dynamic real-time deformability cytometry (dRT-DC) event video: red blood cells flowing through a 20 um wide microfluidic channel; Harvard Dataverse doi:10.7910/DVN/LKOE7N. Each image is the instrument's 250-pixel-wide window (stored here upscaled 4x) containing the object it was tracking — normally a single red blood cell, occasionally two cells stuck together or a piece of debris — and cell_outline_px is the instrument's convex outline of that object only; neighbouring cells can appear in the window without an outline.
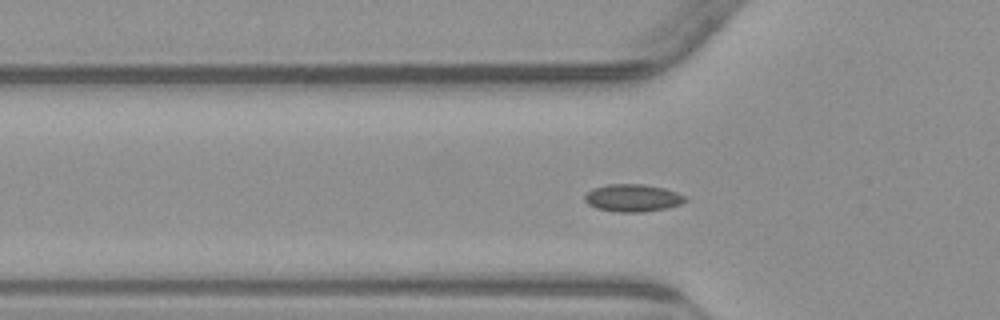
{"species": "common noctule bat (a hibernating species)", "species_latin": "Nyctalus noctula", "temperature_condition": "warm", "stored_images_in_passage": 44, "camera_frame_rate_fps": 3000, "um_per_image_px": 0.085, "animal": {"sex": "male", "body_mass_g": 23.1, "forearm_length_mm": 52.7}, "frame": {"image": 1, "passage_image": 7, "time_ms": 2.0, "image_size_px": [1000, 320], "cell_outline_px": [[688, 200], [680, 204], [668, 208], [644, 212], [616, 212], [596, 208], [588, 204], [584, 200], [584, 196], [592, 188], [608, 184], [644, 184], [664, 188], [676, 192], [684, 196]], "centroid_in_image_um": [53.77, 16.83], "position_along_channel_um": 72.0, "area_um2": 16.18}}
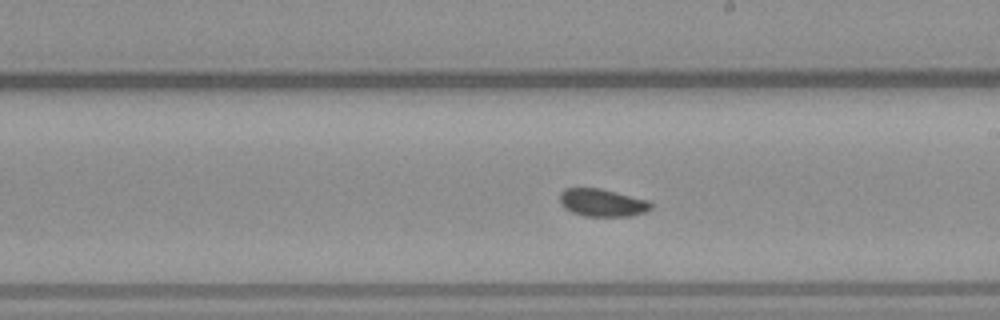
{"frame": {"image": 2, "passage_image": 20, "time_ms": 6.333, "image_size_px": [1000, 320], "cell_outline_px": [[652, 208], [644, 212], [632, 216], [584, 216], [572, 212], [564, 208], [560, 204], [560, 192], [564, 188], [600, 188], [648, 200], [652, 204]], "centroid_in_image_um": [51.17, 17.23], "position_along_channel_um": 237.8, "area_um2": 14.74}}
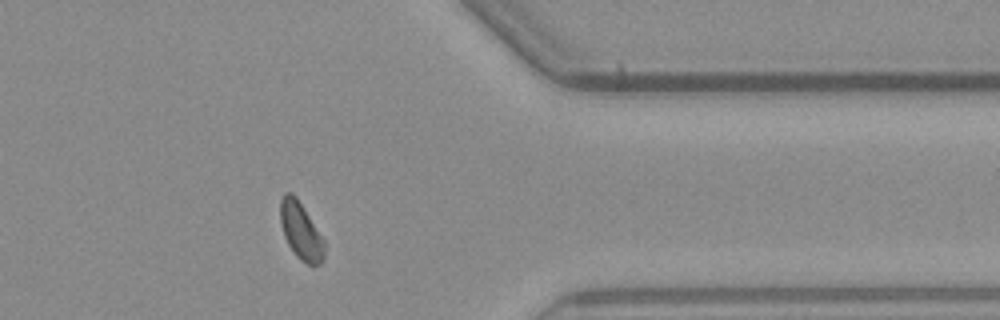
{"frame": {"image": 3, "passage_image": 33, "time_ms": 10.667, "image_size_px": [1000, 320], "cell_outline_px": [[324, 260], [320, 264], [308, 264], [300, 260], [296, 256], [288, 244], [284, 236], [280, 224], [280, 200], [284, 192], [292, 192], [296, 196], [324, 240]], "centroid_in_image_um": [25.55, 19.62], "position_along_channel_um": 385.9, "area_um2": 14.62}}